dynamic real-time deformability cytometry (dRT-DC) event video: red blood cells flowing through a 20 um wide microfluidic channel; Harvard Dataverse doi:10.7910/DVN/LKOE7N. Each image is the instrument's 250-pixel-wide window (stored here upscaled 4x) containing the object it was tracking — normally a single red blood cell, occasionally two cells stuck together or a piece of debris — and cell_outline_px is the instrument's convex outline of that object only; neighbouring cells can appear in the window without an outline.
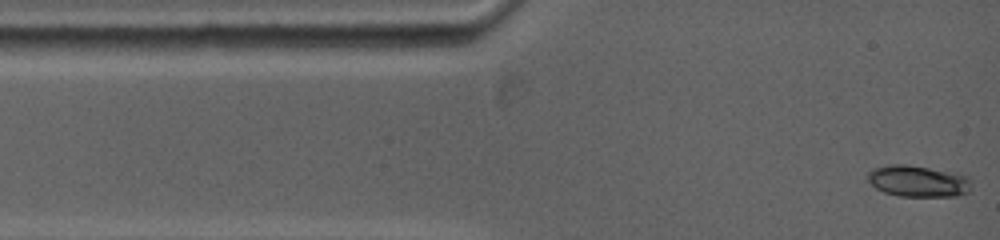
{"species": "common noctule bat (a hibernating species)", "species_latin": "Nyctalus noctula", "temperature_condition": "warm", "stored_images_in_passage": 44, "camera_frame_rate_fps": 5000, "um_per_image_px": 0.085, "animal": {"sex": "female", "body_mass_g": 19.0, "forearm_length_mm": 53.3}, "frame": {"image": 1, "passage_image": 1, "time_ms": 0.0, "image_size_px": [1000, 240], "cell_outline_px": [[972, 188], [968, 192], [956, 196], [900, 196], [884, 192], [876, 188], [868, 180], [868, 172], [876, 168], [892, 164], [904, 164], [960, 172], [972, 176]], "centroid_in_image_um": [78.15, 15.39], "position_along_channel_um": 6.8, "area_um2": 19.36}}
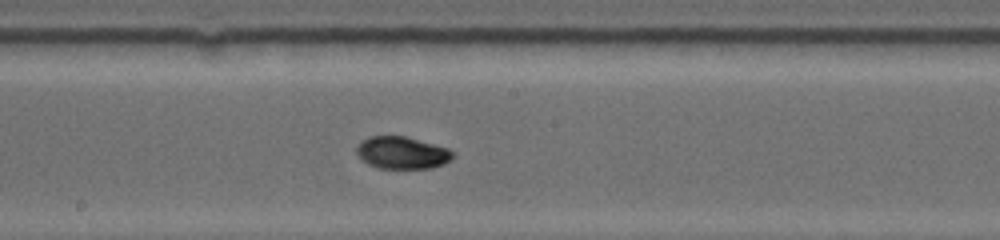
{"frame": {"image": 2, "passage_image": 18, "time_ms": 6.6, "image_size_px": [1000, 240], "cell_outline_px": [[452, 156], [444, 164], [432, 168], [380, 168], [368, 164], [360, 160], [356, 152], [356, 148], [360, 140], [368, 136], [404, 136], [448, 148], [452, 152]], "centroid_in_image_um": [34.1, 12.98], "position_along_channel_um": 214.1, "area_um2": 18.03}}
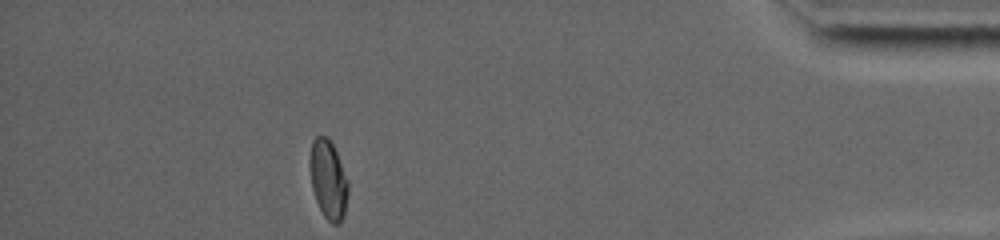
{"frame": {"image": 3, "passage_image": 43, "time_ms": 13.2, "image_size_px": [1000, 240], "cell_outline_px": [[348, 192], [344, 216], [336, 224], [332, 224], [324, 216], [316, 200], [312, 188], [308, 168], [308, 160], [312, 140], [316, 136], [324, 136], [332, 144], [336, 152], [348, 180]], "centroid_in_image_um": [27.87, 15.25], "position_along_channel_um": 407.3, "area_um2": 17.63}, "authors_computed_cell_mechanics": {"area_um2": 17.8024, "velocity_mm_per_s": 3.8483, "shape_relaxation_time_tau1_ms": 6.8975, "shape_relaxation_time_tau2_ms": 1.3841, "deformation_change_tau1": 0.1841, "deformation_change_tau2": 0.025}}